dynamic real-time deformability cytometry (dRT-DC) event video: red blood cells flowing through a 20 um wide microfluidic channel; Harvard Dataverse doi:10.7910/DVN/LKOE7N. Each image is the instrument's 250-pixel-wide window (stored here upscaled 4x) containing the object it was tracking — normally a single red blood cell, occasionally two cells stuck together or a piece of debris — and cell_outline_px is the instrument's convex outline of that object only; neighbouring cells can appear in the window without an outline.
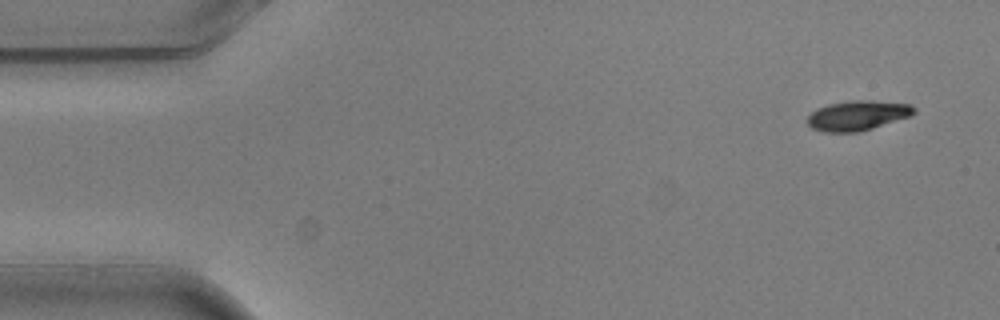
{"species": "common noctule bat (a hibernating species)", "species_latin": "Nyctalus noctula", "temperature_condition": "warm", "stored_images_in_passage": 5, "camera_frame_rate_fps": 3000, "um_per_image_px": 0.085, "animal": {"sex": "male", "body_mass_g": 20.5, "forearm_length_mm": 52.5}, "frame": {"image": 1, "passage_image": 1, "time_ms": 0.0, "image_size_px": [1000, 320], "cell_outline_px": [[916, 112], [912, 116], [872, 128], [856, 132], [824, 132], [812, 128], [808, 124], [808, 116], [816, 108], [828, 104], [852, 100], [872, 100], [912, 104], [916, 108]], "centroid_in_image_um": [72.93, 9.8], "position_along_channel_um": 12.1, "area_um2": 18.67}}
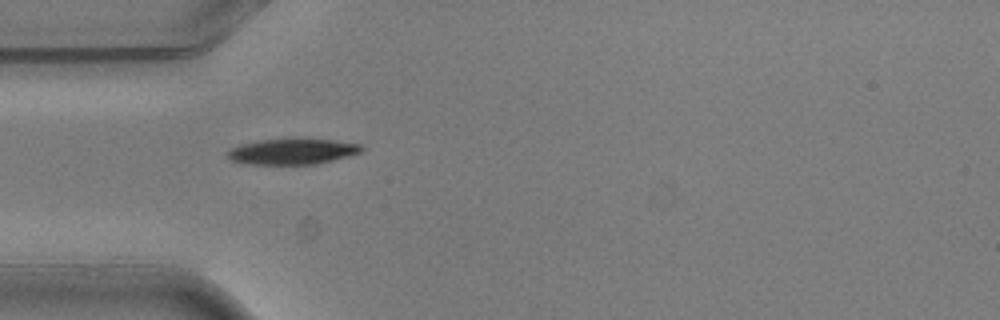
{"frame": {"image": 2, "passage_image": 4, "time_ms": 1.0, "image_size_px": [1000, 320], "cell_outline_px": [[364, 148], [360, 152], [348, 156], [316, 164], [252, 164], [232, 160], [224, 152], [240, 144], [260, 140], [292, 136], [296, 136], [336, 140], [360, 144]], "centroid_in_image_um": [24.87, 12.82], "position_along_channel_um": 60.1, "area_um2": 20.75}}
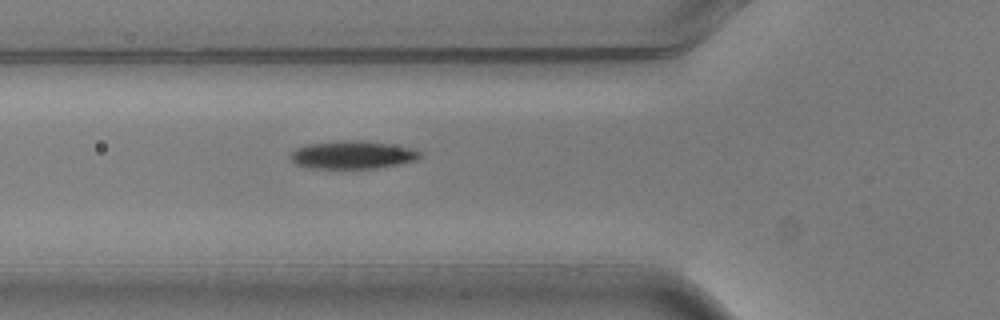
{"frame": {"image": 3, "passage_image": 5, "time_ms": 1.333, "image_size_px": [1000, 320], "cell_outline_px": [[420, 156], [416, 160], [400, 164], [376, 168], [312, 168], [296, 164], [288, 156], [296, 148], [308, 144], [340, 140], [364, 140], [412, 148], [420, 152]], "centroid_in_image_um": [29.95, 13.15], "position_along_channel_um": 95.9, "area_um2": 21.04}}